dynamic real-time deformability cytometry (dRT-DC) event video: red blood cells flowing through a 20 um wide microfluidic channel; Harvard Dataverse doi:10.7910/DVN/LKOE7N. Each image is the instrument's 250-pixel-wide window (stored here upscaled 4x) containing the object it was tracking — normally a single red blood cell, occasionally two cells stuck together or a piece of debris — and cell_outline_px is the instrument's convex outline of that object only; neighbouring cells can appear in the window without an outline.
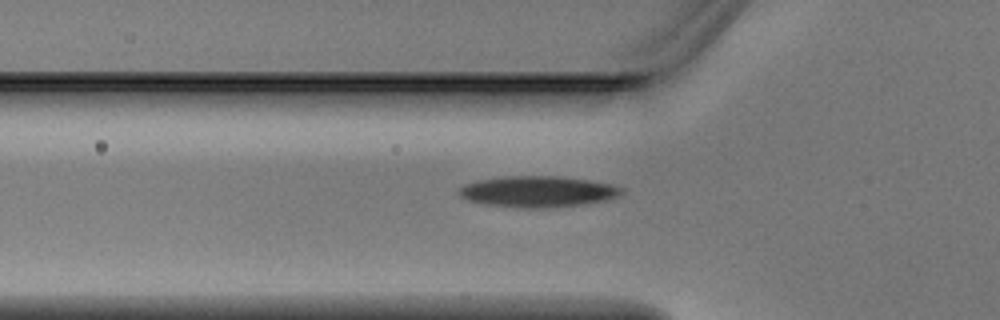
{"species": "Egyptian fruit bat (a non-hibernating species)", "species_latin": "Rousettus aegyptiacus", "temperature_condition": "warm", "stored_images_in_passage": 9, "camera_frame_rate_fps": 3000, "um_per_image_px": 0.085, "animal": {"sex": "male"}, "frame": {"image": 1, "passage_image": 9, "time_ms": 2.667, "image_size_px": [1000, 320], "cell_outline_px": [[624, 192], [620, 196], [604, 200], [584, 204], [528, 208], [488, 204], [468, 200], [460, 196], [456, 192], [464, 184], [476, 180], [504, 176], [556, 176], [588, 180], [608, 184], [624, 188]], "centroid_in_image_um": [45.69, 16.26], "position_along_channel_um": 80.1, "area_um2": 29.07}}